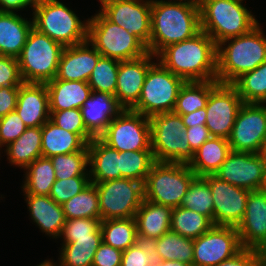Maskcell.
Listing matches in <instances>:
<instances>
[{
    "label": "cell",
    "mask_w": 266,
    "mask_h": 266,
    "mask_svg": "<svg viewBox=\"0 0 266 266\" xmlns=\"http://www.w3.org/2000/svg\"><path fill=\"white\" fill-rule=\"evenodd\" d=\"M218 83L217 80L185 82L179 90L173 112L185 115L206 107L211 90Z\"/></svg>",
    "instance_id": "obj_34"
},
{
    "label": "cell",
    "mask_w": 266,
    "mask_h": 266,
    "mask_svg": "<svg viewBox=\"0 0 266 266\" xmlns=\"http://www.w3.org/2000/svg\"><path fill=\"white\" fill-rule=\"evenodd\" d=\"M22 83L18 59L0 55V87L20 86Z\"/></svg>",
    "instance_id": "obj_49"
},
{
    "label": "cell",
    "mask_w": 266,
    "mask_h": 266,
    "mask_svg": "<svg viewBox=\"0 0 266 266\" xmlns=\"http://www.w3.org/2000/svg\"><path fill=\"white\" fill-rule=\"evenodd\" d=\"M100 229L102 241L122 252L139 241L135 217L101 221Z\"/></svg>",
    "instance_id": "obj_33"
},
{
    "label": "cell",
    "mask_w": 266,
    "mask_h": 266,
    "mask_svg": "<svg viewBox=\"0 0 266 266\" xmlns=\"http://www.w3.org/2000/svg\"><path fill=\"white\" fill-rule=\"evenodd\" d=\"M19 86L0 87V118L15 111Z\"/></svg>",
    "instance_id": "obj_52"
},
{
    "label": "cell",
    "mask_w": 266,
    "mask_h": 266,
    "mask_svg": "<svg viewBox=\"0 0 266 266\" xmlns=\"http://www.w3.org/2000/svg\"><path fill=\"white\" fill-rule=\"evenodd\" d=\"M162 262L151 243L138 241L122 253L120 266H158Z\"/></svg>",
    "instance_id": "obj_44"
},
{
    "label": "cell",
    "mask_w": 266,
    "mask_h": 266,
    "mask_svg": "<svg viewBox=\"0 0 266 266\" xmlns=\"http://www.w3.org/2000/svg\"><path fill=\"white\" fill-rule=\"evenodd\" d=\"M172 208L143 200L136 212L137 235L140 242L151 243L170 230Z\"/></svg>",
    "instance_id": "obj_24"
},
{
    "label": "cell",
    "mask_w": 266,
    "mask_h": 266,
    "mask_svg": "<svg viewBox=\"0 0 266 266\" xmlns=\"http://www.w3.org/2000/svg\"><path fill=\"white\" fill-rule=\"evenodd\" d=\"M56 180H65L75 176L89 175V152L86 145L81 151L55 155L50 158Z\"/></svg>",
    "instance_id": "obj_42"
},
{
    "label": "cell",
    "mask_w": 266,
    "mask_h": 266,
    "mask_svg": "<svg viewBox=\"0 0 266 266\" xmlns=\"http://www.w3.org/2000/svg\"><path fill=\"white\" fill-rule=\"evenodd\" d=\"M214 226L205 215L179 206L172 209L170 230L181 236L196 239Z\"/></svg>",
    "instance_id": "obj_36"
},
{
    "label": "cell",
    "mask_w": 266,
    "mask_h": 266,
    "mask_svg": "<svg viewBox=\"0 0 266 266\" xmlns=\"http://www.w3.org/2000/svg\"><path fill=\"white\" fill-rule=\"evenodd\" d=\"M32 28L33 19L25 20L15 11H0V55L18 58Z\"/></svg>",
    "instance_id": "obj_26"
},
{
    "label": "cell",
    "mask_w": 266,
    "mask_h": 266,
    "mask_svg": "<svg viewBox=\"0 0 266 266\" xmlns=\"http://www.w3.org/2000/svg\"><path fill=\"white\" fill-rule=\"evenodd\" d=\"M232 85L244 103H266V60L256 69L242 74Z\"/></svg>",
    "instance_id": "obj_38"
},
{
    "label": "cell",
    "mask_w": 266,
    "mask_h": 266,
    "mask_svg": "<svg viewBox=\"0 0 266 266\" xmlns=\"http://www.w3.org/2000/svg\"><path fill=\"white\" fill-rule=\"evenodd\" d=\"M236 228L243 248L266 250V189L250 191L244 216Z\"/></svg>",
    "instance_id": "obj_19"
},
{
    "label": "cell",
    "mask_w": 266,
    "mask_h": 266,
    "mask_svg": "<svg viewBox=\"0 0 266 266\" xmlns=\"http://www.w3.org/2000/svg\"><path fill=\"white\" fill-rule=\"evenodd\" d=\"M265 60L266 36L258 23L248 33L217 45V81L232 84L242 74L256 69Z\"/></svg>",
    "instance_id": "obj_3"
},
{
    "label": "cell",
    "mask_w": 266,
    "mask_h": 266,
    "mask_svg": "<svg viewBox=\"0 0 266 266\" xmlns=\"http://www.w3.org/2000/svg\"><path fill=\"white\" fill-rule=\"evenodd\" d=\"M181 206L213 221L214 202L210 187L203 176H196L182 198Z\"/></svg>",
    "instance_id": "obj_41"
},
{
    "label": "cell",
    "mask_w": 266,
    "mask_h": 266,
    "mask_svg": "<svg viewBox=\"0 0 266 266\" xmlns=\"http://www.w3.org/2000/svg\"><path fill=\"white\" fill-rule=\"evenodd\" d=\"M231 151L227 139L210 137L194 153L188 165L197 176L215 175Z\"/></svg>",
    "instance_id": "obj_29"
},
{
    "label": "cell",
    "mask_w": 266,
    "mask_h": 266,
    "mask_svg": "<svg viewBox=\"0 0 266 266\" xmlns=\"http://www.w3.org/2000/svg\"><path fill=\"white\" fill-rule=\"evenodd\" d=\"M29 208L31 219L42 232L58 238L66 222L62 206L57 204L50 196L24 194Z\"/></svg>",
    "instance_id": "obj_25"
},
{
    "label": "cell",
    "mask_w": 266,
    "mask_h": 266,
    "mask_svg": "<svg viewBox=\"0 0 266 266\" xmlns=\"http://www.w3.org/2000/svg\"><path fill=\"white\" fill-rule=\"evenodd\" d=\"M102 242L99 228L90 237L75 238L73 242H63L59 265L54 266H92L94 254Z\"/></svg>",
    "instance_id": "obj_32"
},
{
    "label": "cell",
    "mask_w": 266,
    "mask_h": 266,
    "mask_svg": "<svg viewBox=\"0 0 266 266\" xmlns=\"http://www.w3.org/2000/svg\"><path fill=\"white\" fill-rule=\"evenodd\" d=\"M50 120L58 127L78 134L87 144L94 138L84 125L80 109L50 111Z\"/></svg>",
    "instance_id": "obj_45"
},
{
    "label": "cell",
    "mask_w": 266,
    "mask_h": 266,
    "mask_svg": "<svg viewBox=\"0 0 266 266\" xmlns=\"http://www.w3.org/2000/svg\"><path fill=\"white\" fill-rule=\"evenodd\" d=\"M80 110L87 131L94 138H99L124 109L118 104L115 95L91 91Z\"/></svg>",
    "instance_id": "obj_22"
},
{
    "label": "cell",
    "mask_w": 266,
    "mask_h": 266,
    "mask_svg": "<svg viewBox=\"0 0 266 266\" xmlns=\"http://www.w3.org/2000/svg\"><path fill=\"white\" fill-rule=\"evenodd\" d=\"M87 143L76 133L58 127L50 119L42 126V156L51 158L55 155L81 151Z\"/></svg>",
    "instance_id": "obj_30"
},
{
    "label": "cell",
    "mask_w": 266,
    "mask_h": 266,
    "mask_svg": "<svg viewBox=\"0 0 266 266\" xmlns=\"http://www.w3.org/2000/svg\"><path fill=\"white\" fill-rule=\"evenodd\" d=\"M90 183L89 175L75 176L65 180H56L51 188L49 196L57 204L62 205L83 191Z\"/></svg>",
    "instance_id": "obj_46"
},
{
    "label": "cell",
    "mask_w": 266,
    "mask_h": 266,
    "mask_svg": "<svg viewBox=\"0 0 266 266\" xmlns=\"http://www.w3.org/2000/svg\"><path fill=\"white\" fill-rule=\"evenodd\" d=\"M27 129L16 111L9 112L0 118V143L1 146L14 142Z\"/></svg>",
    "instance_id": "obj_48"
},
{
    "label": "cell",
    "mask_w": 266,
    "mask_h": 266,
    "mask_svg": "<svg viewBox=\"0 0 266 266\" xmlns=\"http://www.w3.org/2000/svg\"><path fill=\"white\" fill-rule=\"evenodd\" d=\"M151 126V149L155 162L189 163L191 150L186 128L174 112L154 114L149 117Z\"/></svg>",
    "instance_id": "obj_8"
},
{
    "label": "cell",
    "mask_w": 266,
    "mask_h": 266,
    "mask_svg": "<svg viewBox=\"0 0 266 266\" xmlns=\"http://www.w3.org/2000/svg\"><path fill=\"white\" fill-rule=\"evenodd\" d=\"M156 57L185 82L217 80V45L202 30L190 39L166 46Z\"/></svg>",
    "instance_id": "obj_1"
},
{
    "label": "cell",
    "mask_w": 266,
    "mask_h": 266,
    "mask_svg": "<svg viewBox=\"0 0 266 266\" xmlns=\"http://www.w3.org/2000/svg\"><path fill=\"white\" fill-rule=\"evenodd\" d=\"M228 141L232 151L262 153L266 143V105L243 103Z\"/></svg>",
    "instance_id": "obj_13"
},
{
    "label": "cell",
    "mask_w": 266,
    "mask_h": 266,
    "mask_svg": "<svg viewBox=\"0 0 266 266\" xmlns=\"http://www.w3.org/2000/svg\"><path fill=\"white\" fill-rule=\"evenodd\" d=\"M63 49L61 44L33 27L17 58L23 83L46 84L53 80Z\"/></svg>",
    "instance_id": "obj_6"
},
{
    "label": "cell",
    "mask_w": 266,
    "mask_h": 266,
    "mask_svg": "<svg viewBox=\"0 0 266 266\" xmlns=\"http://www.w3.org/2000/svg\"><path fill=\"white\" fill-rule=\"evenodd\" d=\"M179 1H183V0H179ZM187 1L198 2L199 0H187Z\"/></svg>",
    "instance_id": "obj_60"
},
{
    "label": "cell",
    "mask_w": 266,
    "mask_h": 266,
    "mask_svg": "<svg viewBox=\"0 0 266 266\" xmlns=\"http://www.w3.org/2000/svg\"><path fill=\"white\" fill-rule=\"evenodd\" d=\"M37 0H0V11H19L30 5L33 8Z\"/></svg>",
    "instance_id": "obj_55"
},
{
    "label": "cell",
    "mask_w": 266,
    "mask_h": 266,
    "mask_svg": "<svg viewBox=\"0 0 266 266\" xmlns=\"http://www.w3.org/2000/svg\"><path fill=\"white\" fill-rule=\"evenodd\" d=\"M33 10V27L63 47L88 40V20L82 23L77 14L60 1L37 0Z\"/></svg>",
    "instance_id": "obj_5"
},
{
    "label": "cell",
    "mask_w": 266,
    "mask_h": 266,
    "mask_svg": "<svg viewBox=\"0 0 266 266\" xmlns=\"http://www.w3.org/2000/svg\"><path fill=\"white\" fill-rule=\"evenodd\" d=\"M99 196L101 221L133 218L144 200V183L128 178L94 183Z\"/></svg>",
    "instance_id": "obj_11"
},
{
    "label": "cell",
    "mask_w": 266,
    "mask_h": 266,
    "mask_svg": "<svg viewBox=\"0 0 266 266\" xmlns=\"http://www.w3.org/2000/svg\"><path fill=\"white\" fill-rule=\"evenodd\" d=\"M243 100L232 84L218 83L206 104V122L211 137L229 139Z\"/></svg>",
    "instance_id": "obj_17"
},
{
    "label": "cell",
    "mask_w": 266,
    "mask_h": 266,
    "mask_svg": "<svg viewBox=\"0 0 266 266\" xmlns=\"http://www.w3.org/2000/svg\"><path fill=\"white\" fill-rule=\"evenodd\" d=\"M214 266H264V255L259 250L243 248L232 258Z\"/></svg>",
    "instance_id": "obj_50"
},
{
    "label": "cell",
    "mask_w": 266,
    "mask_h": 266,
    "mask_svg": "<svg viewBox=\"0 0 266 266\" xmlns=\"http://www.w3.org/2000/svg\"><path fill=\"white\" fill-rule=\"evenodd\" d=\"M9 163L25 169L42 156V127H29L6 146Z\"/></svg>",
    "instance_id": "obj_31"
},
{
    "label": "cell",
    "mask_w": 266,
    "mask_h": 266,
    "mask_svg": "<svg viewBox=\"0 0 266 266\" xmlns=\"http://www.w3.org/2000/svg\"><path fill=\"white\" fill-rule=\"evenodd\" d=\"M262 154H263V156H264V158L266 160V143H265V146H264Z\"/></svg>",
    "instance_id": "obj_58"
},
{
    "label": "cell",
    "mask_w": 266,
    "mask_h": 266,
    "mask_svg": "<svg viewBox=\"0 0 266 266\" xmlns=\"http://www.w3.org/2000/svg\"><path fill=\"white\" fill-rule=\"evenodd\" d=\"M185 128H190L196 125H205L206 122V107L200 108L189 114L181 115Z\"/></svg>",
    "instance_id": "obj_54"
},
{
    "label": "cell",
    "mask_w": 266,
    "mask_h": 266,
    "mask_svg": "<svg viewBox=\"0 0 266 266\" xmlns=\"http://www.w3.org/2000/svg\"><path fill=\"white\" fill-rule=\"evenodd\" d=\"M186 133L190 148L194 153L211 137L206 125H194L186 128Z\"/></svg>",
    "instance_id": "obj_53"
},
{
    "label": "cell",
    "mask_w": 266,
    "mask_h": 266,
    "mask_svg": "<svg viewBox=\"0 0 266 266\" xmlns=\"http://www.w3.org/2000/svg\"><path fill=\"white\" fill-rule=\"evenodd\" d=\"M193 266H214L230 259L243 247L236 227L213 226L193 240Z\"/></svg>",
    "instance_id": "obj_16"
},
{
    "label": "cell",
    "mask_w": 266,
    "mask_h": 266,
    "mask_svg": "<svg viewBox=\"0 0 266 266\" xmlns=\"http://www.w3.org/2000/svg\"><path fill=\"white\" fill-rule=\"evenodd\" d=\"M37 266H54V263L50 260H45L44 262L40 263Z\"/></svg>",
    "instance_id": "obj_57"
},
{
    "label": "cell",
    "mask_w": 266,
    "mask_h": 266,
    "mask_svg": "<svg viewBox=\"0 0 266 266\" xmlns=\"http://www.w3.org/2000/svg\"><path fill=\"white\" fill-rule=\"evenodd\" d=\"M121 178L145 183L152 165L155 163L152 150L119 152Z\"/></svg>",
    "instance_id": "obj_40"
},
{
    "label": "cell",
    "mask_w": 266,
    "mask_h": 266,
    "mask_svg": "<svg viewBox=\"0 0 266 266\" xmlns=\"http://www.w3.org/2000/svg\"><path fill=\"white\" fill-rule=\"evenodd\" d=\"M184 83L181 77L173 74L160 62H154L148 69L139 100L131 110L147 117L173 112Z\"/></svg>",
    "instance_id": "obj_10"
},
{
    "label": "cell",
    "mask_w": 266,
    "mask_h": 266,
    "mask_svg": "<svg viewBox=\"0 0 266 266\" xmlns=\"http://www.w3.org/2000/svg\"><path fill=\"white\" fill-rule=\"evenodd\" d=\"M88 41L102 56L119 61L148 53L147 46L137 36L109 21L100 11L88 18Z\"/></svg>",
    "instance_id": "obj_9"
},
{
    "label": "cell",
    "mask_w": 266,
    "mask_h": 266,
    "mask_svg": "<svg viewBox=\"0 0 266 266\" xmlns=\"http://www.w3.org/2000/svg\"><path fill=\"white\" fill-rule=\"evenodd\" d=\"M101 56L88 40L64 47L54 79L88 82Z\"/></svg>",
    "instance_id": "obj_21"
},
{
    "label": "cell",
    "mask_w": 266,
    "mask_h": 266,
    "mask_svg": "<svg viewBox=\"0 0 266 266\" xmlns=\"http://www.w3.org/2000/svg\"><path fill=\"white\" fill-rule=\"evenodd\" d=\"M158 266H193V265L180 262L178 260H162V262Z\"/></svg>",
    "instance_id": "obj_56"
},
{
    "label": "cell",
    "mask_w": 266,
    "mask_h": 266,
    "mask_svg": "<svg viewBox=\"0 0 266 266\" xmlns=\"http://www.w3.org/2000/svg\"><path fill=\"white\" fill-rule=\"evenodd\" d=\"M151 244L162 260H178L193 265V239L169 230Z\"/></svg>",
    "instance_id": "obj_37"
},
{
    "label": "cell",
    "mask_w": 266,
    "mask_h": 266,
    "mask_svg": "<svg viewBox=\"0 0 266 266\" xmlns=\"http://www.w3.org/2000/svg\"><path fill=\"white\" fill-rule=\"evenodd\" d=\"M61 206L66 220L76 218L101 219L99 196L94 183H90L83 191Z\"/></svg>",
    "instance_id": "obj_39"
},
{
    "label": "cell",
    "mask_w": 266,
    "mask_h": 266,
    "mask_svg": "<svg viewBox=\"0 0 266 266\" xmlns=\"http://www.w3.org/2000/svg\"><path fill=\"white\" fill-rule=\"evenodd\" d=\"M215 176L249 191L266 189V160L262 153L231 151Z\"/></svg>",
    "instance_id": "obj_15"
},
{
    "label": "cell",
    "mask_w": 266,
    "mask_h": 266,
    "mask_svg": "<svg viewBox=\"0 0 266 266\" xmlns=\"http://www.w3.org/2000/svg\"><path fill=\"white\" fill-rule=\"evenodd\" d=\"M90 182L101 183L121 178L119 152L109 147L100 138L88 144Z\"/></svg>",
    "instance_id": "obj_27"
},
{
    "label": "cell",
    "mask_w": 266,
    "mask_h": 266,
    "mask_svg": "<svg viewBox=\"0 0 266 266\" xmlns=\"http://www.w3.org/2000/svg\"><path fill=\"white\" fill-rule=\"evenodd\" d=\"M24 193L32 195L49 196L51 188L56 181L55 171L50 158L39 157L26 168Z\"/></svg>",
    "instance_id": "obj_35"
},
{
    "label": "cell",
    "mask_w": 266,
    "mask_h": 266,
    "mask_svg": "<svg viewBox=\"0 0 266 266\" xmlns=\"http://www.w3.org/2000/svg\"><path fill=\"white\" fill-rule=\"evenodd\" d=\"M15 111L27 128L42 127L50 119L46 84L22 83Z\"/></svg>",
    "instance_id": "obj_23"
},
{
    "label": "cell",
    "mask_w": 266,
    "mask_h": 266,
    "mask_svg": "<svg viewBox=\"0 0 266 266\" xmlns=\"http://www.w3.org/2000/svg\"><path fill=\"white\" fill-rule=\"evenodd\" d=\"M50 111L80 109L91 94L88 82L53 79L46 83Z\"/></svg>",
    "instance_id": "obj_28"
},
{
    "label": "cell",
    "mask_w": 266,
    "mask_h": 266,
    "mask_svg": "<svg viewBox=\"0 0 266 266\" xmlns=\"http://www.w3.org/2000/svg\"><path fill=\"white\" fill-rule=\"evenodd\" d=\"M100 5L109 21L137 36L150 52L151 0H103Z\"/></svg>",
    "instance_id": "obj_14"
},
{
    "label": "cell",
    "mask_w": 266,
    "mask_h": 266,
    "mask_svg": "<svg viewBox=\"0 0 266 266\" xmlns=\"http://www.w3.org/2000/svg\"><path fill=\"white\" fill-rule=\"evenodd\" d=\"M264 255V266H266V250L263 252Z\"/></svg>",
    "instance_id": "obj_59"
},
{
    "label": "cell",
    "mask_w": 266,
    "mask_h": 266,
    "mask_svg": "<svg viewBox=\"0 0 266 266\" xmlns=\"http://www.w3.org/2000/svg\"><path fill=\"white\" fill-rule=\"evenodd\" d=\"M118 152L152 150L149 117L124 109L99 137Z\"/></svg>",
    "instance_id": "obj_12"
},
{
    "label": "cell",
    "mask_w": 266,
    "mask_h": 266,
    "mask_svg": "<svg viewBox=\"0 0 266 266\" xmlns=\"http://www.w3.org/2000/svg\"><path fill=\"white\" fill-rule=\"evenodd\" d=\"M154 57L148 52L136 59L120 61L115 97L123 109H132L137 104Z\"/></svg>",
    "instance_id": "obj_20"
},
{
    "label": "cell",
    "mask_w": 266,
    "mask_h": 266,
    "mask_svg": "<svg viewBox=\"0 0 266 266\" xmlns=\"http://www.w3.org/2000/svg\"><path fill=\"white\" fill-rule=\"evenodd\" d=\"M119 63V60L101 56L88 80L91 90L115 95Z\"/></svg>",
    "instance_id": "obj_43"
},
{
    "label": "cell",
    "mask_w": 266,
    "mask_h": 266,
    "mask_svg": "<svg viewBox=\"0 0 266 266\" xmlns=\"http://www.w3.org/2000/svg\"><path fill=\"white\" fill-rule=\"evenodd\" d=\"M196 176L187 163L155 162L144 183V199L179 207Z\"/></svg>",
    "instance_id": "obj_7"
},
{
    "label": "cell",
    "mask_w": 266,
    "mask_h": 266,
    "mask_svg": "<svg viewBox=\"0 0 266 266\" xmlns=\"http://www.w3.org/2000/svg\"><path fill=\"white\" fill-rule=\"evenodd\" d=\"M201 31L198 2L151 0L150 53L194 37Z\"/></svg>",
    "instance_id": "obj_2"
},
{
    "label": "cell",
    "mask_w": 266,
    "mask_h": 266,
    "mask_svg": "<svg viewBox=\"0 0 266 266\" xmlns=\"http://www.w3.org/2000/svg\"><path fill=\"white\" fill-rule=\"evenodd\" d=\"M203 177L207 180L213 196L214 226L237 227L244 216L250 191L222 181L215 175Z\"/></svg>",
    "instance_id": "obj_18"
},
{
    "label": "cell",
    "mask_w": 266,
    "mask_h": 266,
    "mask_svg": "<svg viewBox=\"0 0 266 266\" xmlns=\"http://www.w3.org/2000/svg\"><path fill=\"white\" fill-rule=\"evenodd\" d=\"M101 226V219L76 218L66 220L60 237L64 242H73L75 238L90 237Z\"/></svg>",
    "instance_id": "obj_47"
},
{
    "label": "cell",
    "mask_w": 266,
    "mask_h": 266,
    "mask_svg": "<svg viewBox=\"0 0 266 266\" xmlns=\"http://www.w3.org/2000/svg\"><path fill=\"white\" fill-rule=\"evenodd\" d=\"M122 253L102 241L94 254L92 266H120Z\"/></svg>",
    "instance_id": "obj_51"
},
{
    "label": "cell",
    "mask_w": 266,
    "mask_h": 266,
    "mask_svg": "<svg viewBox=\"0 0 266 266\" xmlns=\"http://www.w3.org/2000/svg\"><path fill=\"white\" fill-rule=\"evenodd\" d=\"M243 0H199L201 30L218 45L248 33L258 24Z\"/></svg>",
    "instance_id": "obj_4"
}]
</instances>
